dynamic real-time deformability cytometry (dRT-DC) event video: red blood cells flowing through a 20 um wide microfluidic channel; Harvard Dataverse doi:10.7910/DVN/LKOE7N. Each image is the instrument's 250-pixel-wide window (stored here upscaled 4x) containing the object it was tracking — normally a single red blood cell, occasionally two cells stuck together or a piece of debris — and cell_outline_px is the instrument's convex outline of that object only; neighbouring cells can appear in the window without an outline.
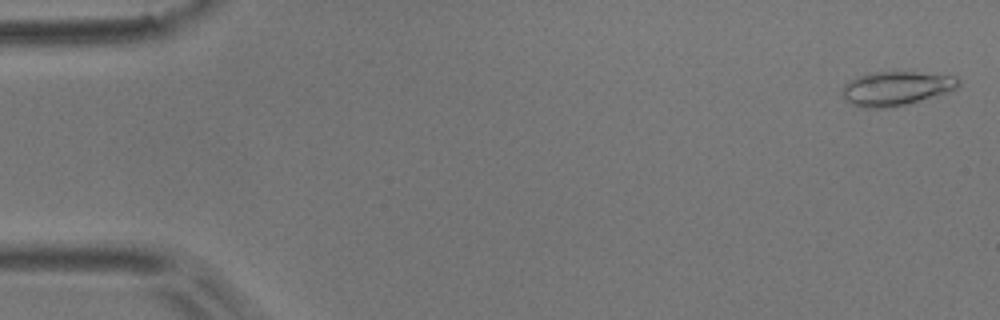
{"species": "common noctule bat (a hibernating species)", "species_latin": "Nyctalus noctula", "temperature_condition": "room temperature", "stored_images_in_passage": 6, "camera_frame_rate_fps": 3000, "um_per_image_px": 0.085, "animal": {"sex": "male", "body_mass_g": 17.9}, "frame": {"image": 1, "passage_image": 1, "time_ms": 0.0, "image_size_px": [1000, 320], "cell_outline_px": [[960, 84], [956, 88], [908, 104], [892, 108], [864, 108], [852, 104], [840, 92], [844, 84], [848, 80], [868, 72], [916, 72], [956, 76], [960, 80]], "centroid_in_image_um": [76.12, 7.51], "position_along_channel_um": 8.9, "area_um2": 23.06}}